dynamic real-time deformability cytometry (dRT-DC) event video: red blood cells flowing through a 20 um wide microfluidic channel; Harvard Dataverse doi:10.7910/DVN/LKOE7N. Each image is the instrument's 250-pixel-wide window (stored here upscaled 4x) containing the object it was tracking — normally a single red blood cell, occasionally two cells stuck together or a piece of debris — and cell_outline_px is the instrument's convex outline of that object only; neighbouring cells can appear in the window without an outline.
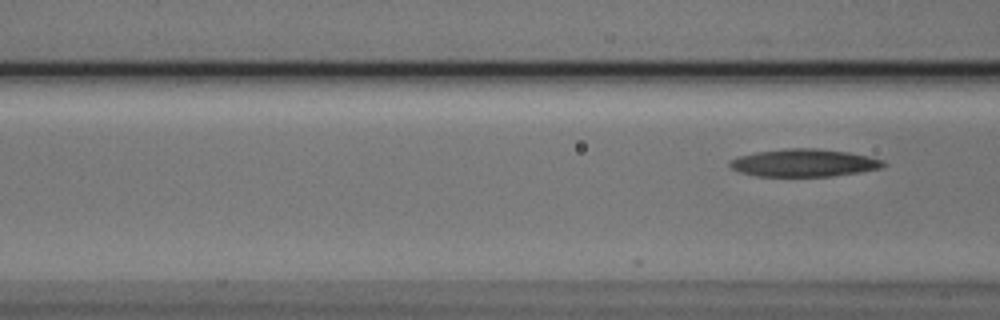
{"species": "Egyptian fruit bat (a non-hibernating species)", "species_latin": "Rousettus aegyptiacus", "temperature_condition": "cold", "stored_images_in_passage": 8, "camera_frame_rate_fps": 3000, "um_per_image_px": 0.085, "animal": {"sex": "male"}, "frame": {"image": 1, "passage_image": 8, "time_ms": 2.333, "image_size_px": [1000, 320], "cell_outline_px": [[888, 164], [880, 168], [832, 176], [756, 176], [740, 172], [732, 168], [728, 164], [728, 160], [740, 156], [756, 152], [784, 148], [816, 148], [848, 152], [868, 156], [884, 160]], "centroid_in_image_um": [68.32, 13.83], "position_along_channel_um": 98.3, "area_um2": 24.68}}